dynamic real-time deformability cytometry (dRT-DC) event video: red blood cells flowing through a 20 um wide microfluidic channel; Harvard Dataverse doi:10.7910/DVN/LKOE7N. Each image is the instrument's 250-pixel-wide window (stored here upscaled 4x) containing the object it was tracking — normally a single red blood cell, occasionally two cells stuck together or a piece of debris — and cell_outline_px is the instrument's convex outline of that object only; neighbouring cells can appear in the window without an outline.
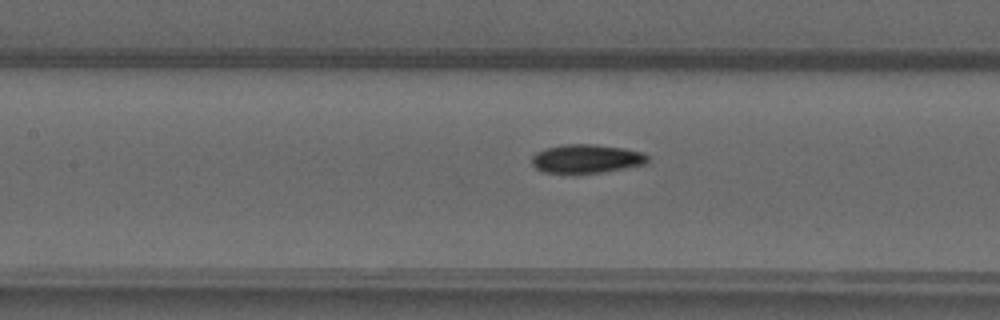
{"species": "common noctule bat (a hibernating species)", "species_latin": "Nyctalus noctula", "temperature_condition": "warm", "stored_images_in_passage": 43, "camera_frame_rate_fps": 3000, "um_per_image_px": 0.085, "animal": {"sex": "male", "forearm_length_mm": 52.5}, "frame": {"image": 1, "passage_image": 17, "time_ms": 5.333, "image_size_px": [1000, 320], "cell_outline_px": [[648, 160], [644, 164], [604, 172], [576, 176], [572, 176], [544, 172], [536, 168], [532, 164], [532, 156], [536, 152], [548, 148], [564, 144], [596, 144], [624, 148], [644, 152], [648, 156]], "centroid_in_image_um": [49.82, 13.53], "position_along_channel_um": 157.6, "area_um2": 20.06}}
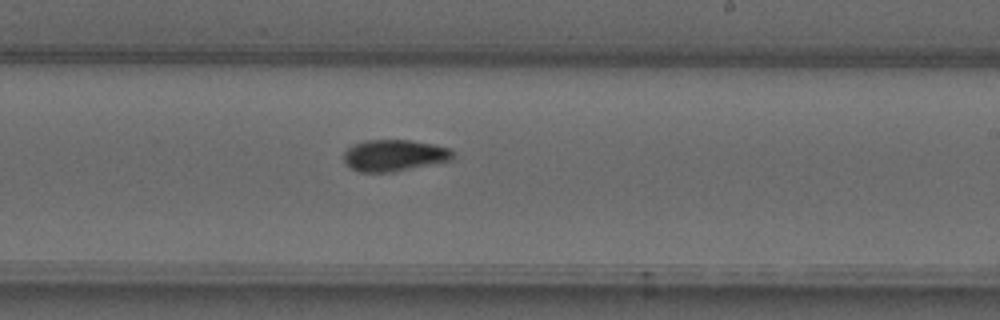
{"frame": {"image": 2, "passage_image": 24, "time_ms": 7.667, "image_size_px": [1000, 320], "cell_outline_px": [[456, 156], [452, 160], [392, 172], [360, 172], [352, 168], [344, 160], [344, 152], [348, 148], [364, 140], [408, 140], [432, 144], [452, 148]], "centroid_in_image_um": [33.56, 13.2], "position_along_channel_um": 255.4, "area_um2": 20.0}}
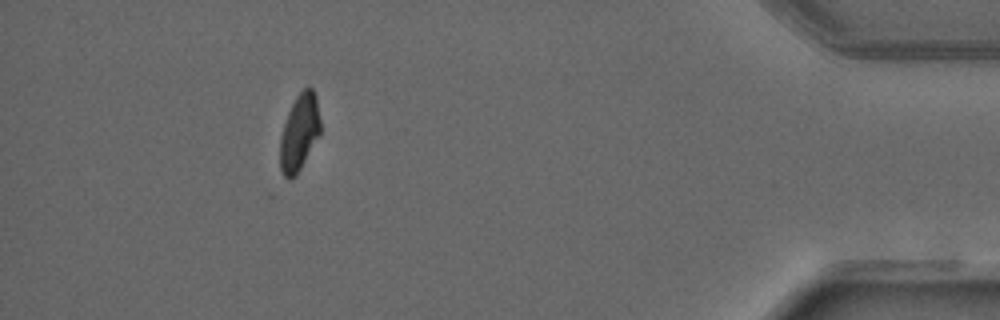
{"frame": {"image": 3, "passage_image": 39, "time_ms": 12.667, "image_size_px": [1000, 320], "cell_outline_px": [[320, 132], [296, 176], [288, 180], [284, 176], [280, 168], [280, 136], [288, 112], [296, 96], [308, 84], [312, 88], [316, 96], [320, 120]], "centroid_in_image_um": [25.43, 11.24], "position_along_channel_um": 409.8, "area_um2": 17.86}}